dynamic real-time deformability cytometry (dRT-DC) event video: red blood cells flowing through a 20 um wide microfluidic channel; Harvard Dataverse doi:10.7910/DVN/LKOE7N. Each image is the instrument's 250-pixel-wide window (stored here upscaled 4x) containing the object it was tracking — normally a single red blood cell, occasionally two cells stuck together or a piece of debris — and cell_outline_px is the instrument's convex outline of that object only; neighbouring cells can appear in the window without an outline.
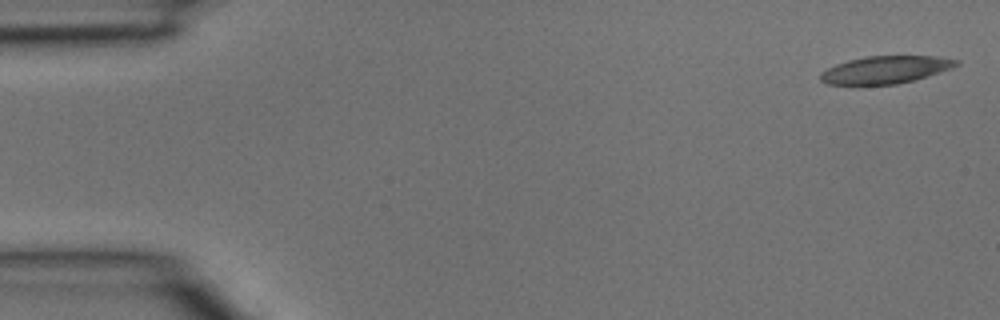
{"species": "common noctule bat (a hibernating species)", "species_latin": "Nyctalus noctula", "temperature_condition": "room temperature", "stored_images_in_passage": 8, "camera_frame_rate_fps": 3000, "um_per_image_px": 0.085, "animal": {"sex": "male", "body_mass_g": 15.6}, "frame": {"image": 1, "passage_image": 1, "time_ms": 0.0, "image_size_px": [1000, 320], "cell_outline_px": [[960, 64], [952, 68], [928, 76], [896, 84], [828, 84], [820, 80], [820, 72], [836, 64], [848, 60], [864, 56], [936, 56], [960, 60]], "centroid_in_image_um": [75.28, 5.91], "position_along_channel_um": 9.7, "area_um2": 21.68}}